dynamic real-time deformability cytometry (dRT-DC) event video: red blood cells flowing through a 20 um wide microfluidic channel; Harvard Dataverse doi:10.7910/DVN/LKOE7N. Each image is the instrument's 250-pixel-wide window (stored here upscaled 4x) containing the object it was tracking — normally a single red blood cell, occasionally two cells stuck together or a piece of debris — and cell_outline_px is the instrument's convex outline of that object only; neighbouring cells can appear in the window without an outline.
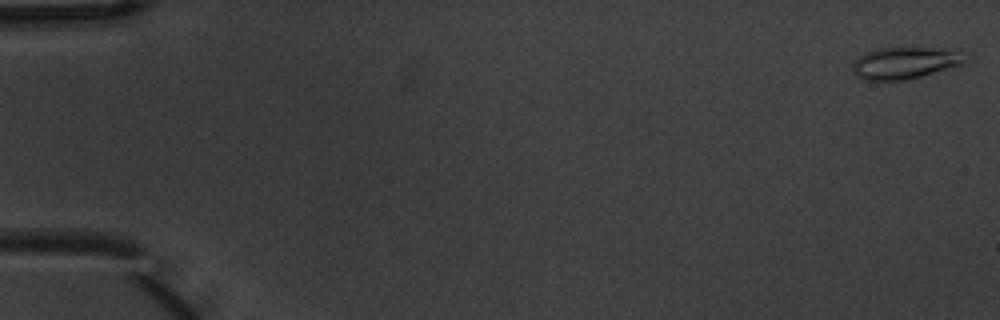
{"species": "common noctule bat (a hibernating species)", "species_latin": "Nyctalus noctula", "temperature_condition": "warm", "stored_images_in_passage": 6, "camera_frame_rate_fps": 3000, "um_per_image_px": 0.085, "animal": {"sex": "male", "body_mass_g": 20.1, "forearm_length_mm": 53.5}, "frame": {"image": 1, "passage_image": 1, "time_ms": 0.0, "image_size_px": [1000, 320], "cell_outline_px": [[964, 64], [920, 76], [904, 80], [864, 80], [852, 72], [852, 64], [860, 56], [868, 52], [880, 48], [940, 48], [956, 52]], "centroid_in_image_um": [76.81, 5.36], "position_along_channel_um": 8.2, "area_um2": 20.11}}
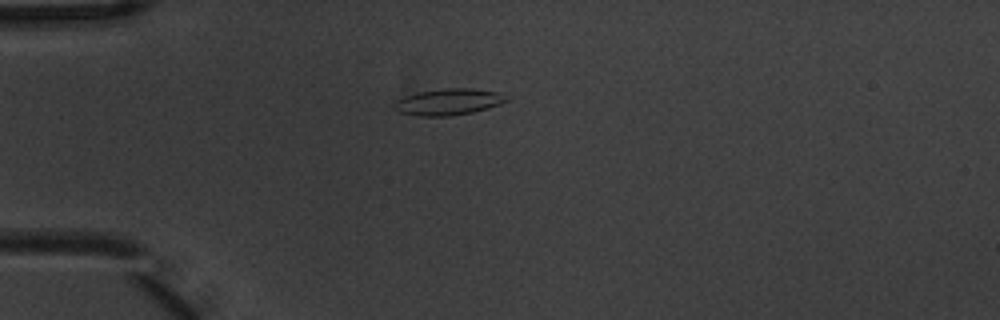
{"frame": {"image": 2, "passage_image": 5, "time_ms": 1.333, "image_size_px": [1000, 320], "cell_outline_px": [[508, 100], [500, 104], [488, 108], [472, 112], [448, 116], [416, 116], [396, 112], [392, 108], [392, 104], [396, 100], [404, 96], [416, 92], [444, 88], [472, 88], [500, 92], [508, 96]], "centroid_in_image_um": [38.07, 8.65], "position_along_channel_um": 46.9, "area_um2": 17.63}}
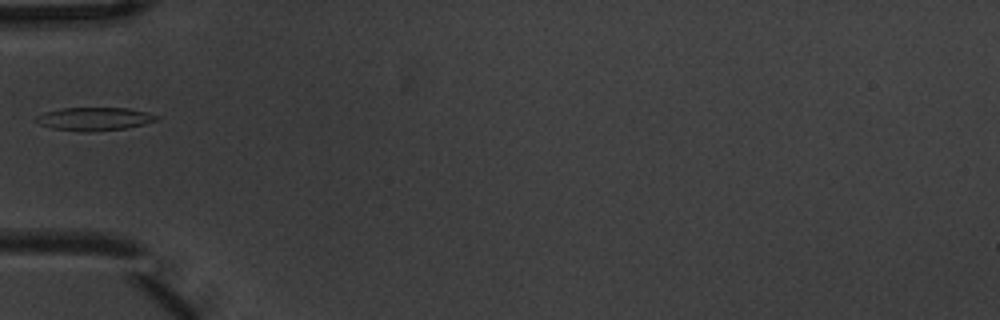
{"frame": {"image": 3, "passage_image": 6, "time_ms": 1.667, "image_size_px": [1000, 320], "cell_outline_px": [[160, 120], [144, 124], [124, 128], [92, 132], [80, 132], [52, 128], [40, 124], [32, 120], [36, 116], [60, 108], [128, 108], [160, 116]], "centroid_in_image_um": [8.02, 10.11], "position_along_channel_um": 77.0, "area_um2": 16.3}}